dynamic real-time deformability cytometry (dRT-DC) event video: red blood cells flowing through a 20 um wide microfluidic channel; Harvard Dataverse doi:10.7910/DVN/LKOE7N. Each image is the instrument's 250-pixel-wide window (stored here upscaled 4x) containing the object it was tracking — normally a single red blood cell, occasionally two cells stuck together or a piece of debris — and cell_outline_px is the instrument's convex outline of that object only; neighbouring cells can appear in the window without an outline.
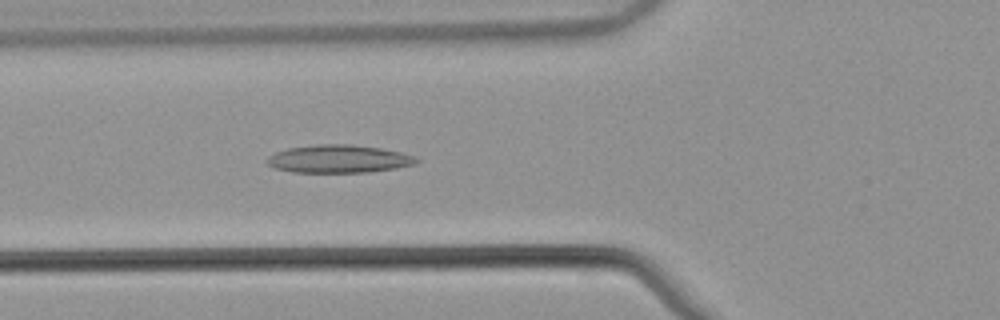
{"species": "common noctule bat (a hibernating species)", "species_latin": "Nyctalus noctula", "temperature_condition": "warm", "stored_images_in_passage": 40, "camera_frame_rate_fps": 3000, "um_per_image_px": 0.085, "animal": {"sex": "male", "body_mass_g": 21.5, "forearm_length_mm": 52.0}, "frame": {"image": 1, "passage_image": 7, "time_ms": 2.0, "image_size_px": [1000, 320], "cell_outline_px": [[420, 160], [416, 164], [396, 168], [368, 172], [292, 172], [272, 168], [264, 160], [268, 156], [276, 152], [288, 148], [316, 144], [352, 144], [380, 148], [400, 152], [416, 156]], "centroid_in_image_um": [28.78, 13.5], "position_along_channel_um": 97.0, "area_um2": 24.51}}
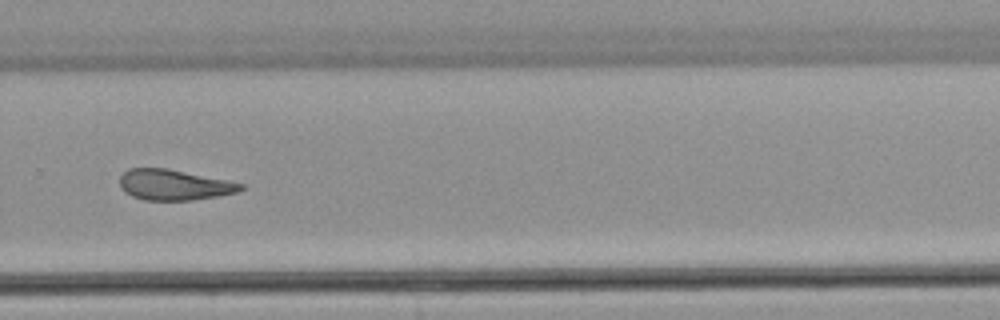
{"frame": {"image": 2, "passage_image": 24, "time_ms": 7.667, "image_size_px": [1000, 320], "cell_outline_px": [[244, 188], [240, 192], [192, 200], [144, 200], [132, 196], [124, 192], [120, 188], [120, 176], [128, 168], [168, 168], [228, 180], [244, 184]], "centroid_in_image_um": [14.79, 15.71], "position_along_channel_um": 315.0, "area_um2": 21.73}}
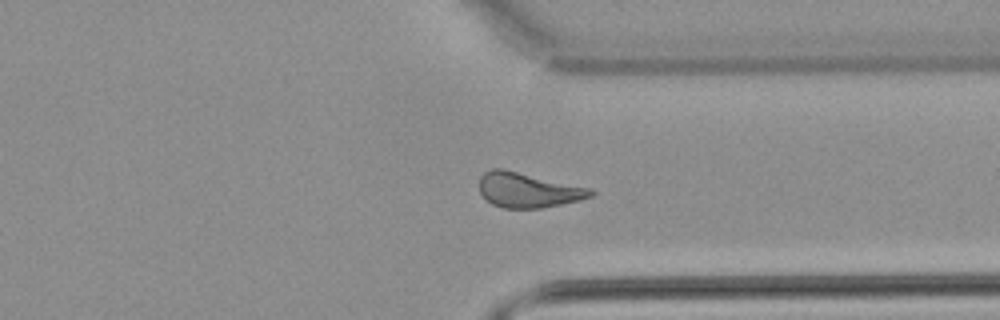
{"frame": {"image": 3, "passage_image": 28, "time_ms": 9.0, "image_size_px": [1000, 320], "cell_outline_px": [[596, 192], [592, 196], [580, 200], [540, 208], [504, 208], [492, 204], [480, 192], [480, 176], [484, 172], [492, 168], [504, 168], [592, 188]], "centroid_in_image_um": [44.9, 16.14], "position_along_channel_um": 366.5, "area_um2": 22.77}, "authors_computed_cell_mechanics": {"area_um2": 22.4553, "velocity_mm_per_s": 3.8487, "shape_relaxation_time_tau1_ms": null, "shape_relaxation_time_tau2_ms": 6.0035, "deformation_change_tau1": null, "deformation_change_tau2": 0.1556}}